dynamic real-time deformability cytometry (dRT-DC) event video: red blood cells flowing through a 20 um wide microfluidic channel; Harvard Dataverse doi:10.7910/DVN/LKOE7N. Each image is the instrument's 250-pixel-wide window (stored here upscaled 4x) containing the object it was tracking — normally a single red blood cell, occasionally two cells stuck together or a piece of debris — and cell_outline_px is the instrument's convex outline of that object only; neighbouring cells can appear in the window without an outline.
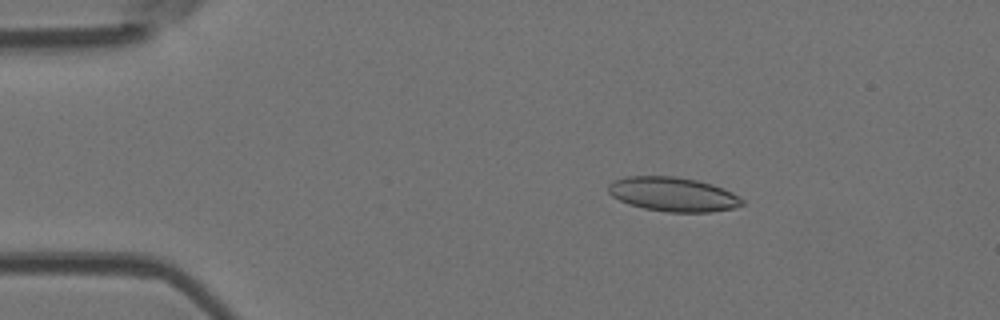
{"species": "Egyptian fruit bat (a non-hibernating species)", "species_latin": "Rousettus aegyptiacus", "temperature_condition": "room temperature", "stored_images_in_passage": 3, "camera_frame_rate_fps": 3000, "um_per_image_px": 0.085, "animal": {"sex": "female"}, "frame": {"image": 1, "passage_image": 1, "time_ms": 0.0, "image_size_px": [1000, 320], "cell_outline_px": [[744, 204], [732, 208], [712, 212], [668, 212], [644, 208], [628, 204], [612, 196], [608, 192], [608, 184], [612, 180], [628, 176], [676, 176], [696, 180], [712, 184], [732, 192], [744, 200]], "centroid_in_image_um": [57.19, 16.51], "position_along_channel_um": 27.8, "area_um2": 26.76}}